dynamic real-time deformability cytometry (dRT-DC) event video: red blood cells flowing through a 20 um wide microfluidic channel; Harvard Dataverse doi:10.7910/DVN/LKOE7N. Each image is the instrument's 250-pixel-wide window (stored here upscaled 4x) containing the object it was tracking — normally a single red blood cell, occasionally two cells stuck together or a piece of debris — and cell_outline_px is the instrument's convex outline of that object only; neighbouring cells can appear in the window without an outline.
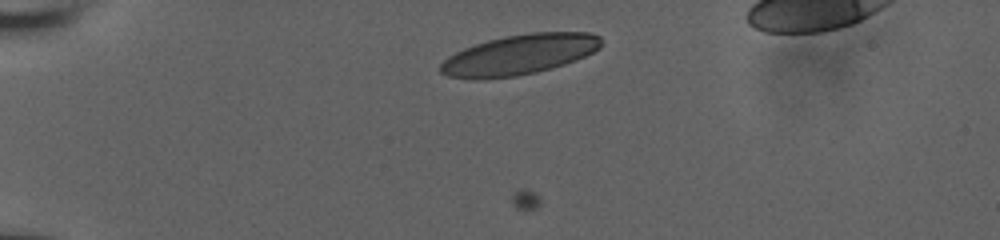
{"species": "human", "species_latin": "Homo sapiens", "temperature_condition": "room temperature", "stored_images_in_passage": 12, "camera_frame_rate_fps": 3000, "um_per_image_px": 0.085, "donor": {"sex": "male"}, "frame": {"image": 1, "passage_image": 4, "time_ms": 1.0, "image_size_px": [1000, 240], "cell_outline_px": [[600, 48], [576, 60], [564, 64], [536, 72], [516, 76], [484, 80], [468, 80], [448, 76], [440, 72], [440, 64], [448, 56], [464, 48], [488, 40], [504, 36], [528, 32], [588, 32], [600, 36]], "centroid_in_image_um": [44.1, 4.66], "position_along_channel_um": 40.9, "area_um2": 37.8}}
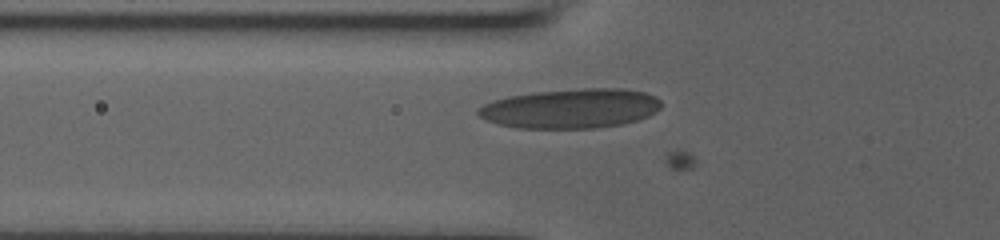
{"frame": {"image": 2, "passage_image": 11, "time_ms": 3.333, "image_size_px": [1000, 240], "cell_outline_px": [[660, 108], [656, 112], [648, 116], [636, 120], [620, 124], [592, 128], [520, 128], [500, 124], [488, 120], [480, 116], [476, 112], [484, 104], [492, 100], [508, 96], [532, 92], [584, 88], [620, 88], [644, 92], [656, 96], [660, 100]], "centroid_in_image_um": [48.53, 9.21], "position_along_channel_um": 77.3, "area_um2": 42.02}}